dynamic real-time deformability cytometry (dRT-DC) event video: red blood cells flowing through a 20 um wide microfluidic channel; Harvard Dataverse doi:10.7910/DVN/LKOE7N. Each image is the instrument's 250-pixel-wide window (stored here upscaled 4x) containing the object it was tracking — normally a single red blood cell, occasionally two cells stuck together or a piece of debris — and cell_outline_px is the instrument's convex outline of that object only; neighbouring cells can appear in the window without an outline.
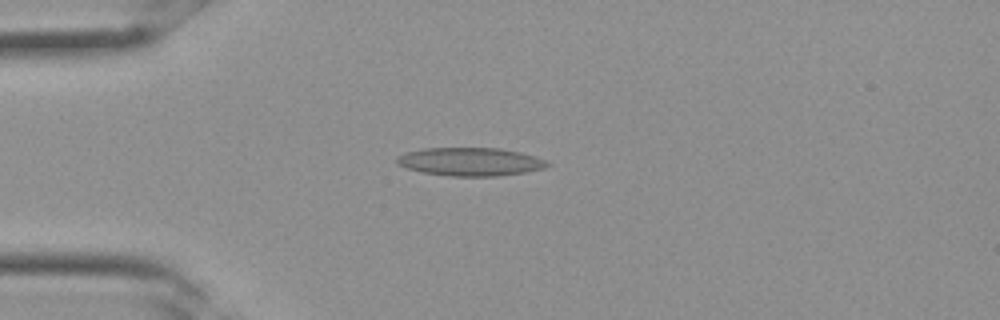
{"species": "Egyptian fruit bat (a non-hibernating species)", "species_latin": "Rousettus aegyptiacus", "temperature_condition": "room temperature", "stored_images_in_passage": 25, "camera_frame_rate_fps": 3000, "um_per_image_px": 0.085, "frame": {"image": 1, "passage_image": 1, "time_ms": 0.0, "image_size_px": [1000, 320], "cell_outline_px": [[552, 164], [544, 168], [524, 172], [496, 176], [448, 176], [424, 172], [408, 168], [396, 164], [396, 156], [404, 152], [424, 148], [500, 148], [520, 152], [536, 156]], "centroid_in_image_um": [39.95, 13.74], "position_along_channel_um": 45.0, "area_um2": 24.8}}
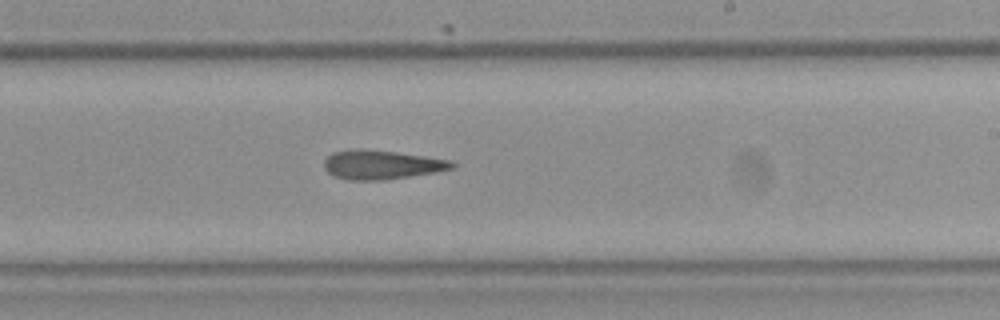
{"frame": {"image": 2, "passage_image": 12, "time_ms": 3.667, "image_size_px": [1000, 320], "cell_outline_px": [[456, 168], [436, 172], [384, 180], [348, 180], [332, 176], [324, 168], [324, 160], [332, 152], [396, 152], [452, 160], [456, 164]], "centroid_in_image_um": [32.51, 14.05], "position_along_channel_um": 256.5, "area_um2": 20.92}}
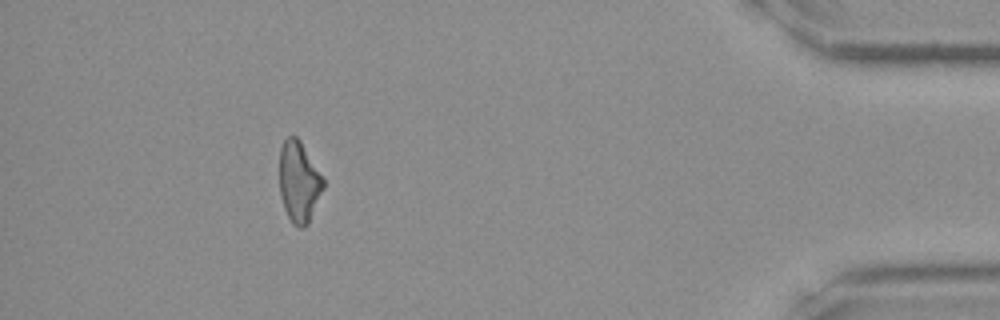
{"frame": {"image": 3, "passage_image": 22, "time_ms": 7.0, "image_size_px": [1000, 320], "cell_outline_px": [[324, 188], [308, 224], [304, 228], [296, 228], [292, 224], [284, 208], [280, 196], [280, 148], [284, 140], [288, 136], [296, 136], [300, 140], [324, 180]], "centroid_in_image_um": [25.4, 15.49], "position_along_channel_um": 409.8, "area_um2": 20.63}}